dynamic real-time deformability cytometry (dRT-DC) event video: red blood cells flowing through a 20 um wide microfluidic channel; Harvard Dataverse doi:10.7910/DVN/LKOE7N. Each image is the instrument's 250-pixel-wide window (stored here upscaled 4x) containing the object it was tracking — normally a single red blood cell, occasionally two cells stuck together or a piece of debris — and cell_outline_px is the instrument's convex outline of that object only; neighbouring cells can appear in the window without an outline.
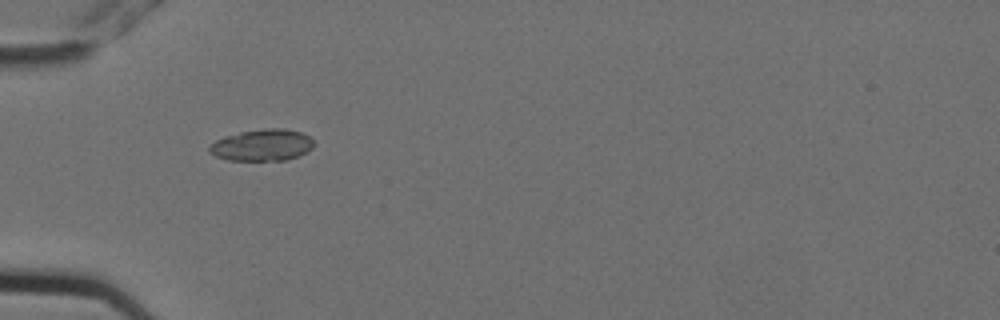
{"species": "Egyptian fruit bat (a non-hibernating species)", "species_latin": "Rousettus aegyptiacus", "temperature_condition": "cold", "stored_images_in_passage": 13, "camera_frame_rate_fps": 3000, "um_per_image_px": 0.085, "animal": {"sex": "female"}, "frame": {"image": 1, "passage_image": 3, "time_ms": 0.667, "image_size_px": [1000, 320], "cell_outline_px": [[312, 148], [308, 152], [300, 156], [288, 160], [228, 160], [216, 156], [208, 152], [208, 148], [216, 140], [224, 136], [240, 132], [264, 128], [284, 128], [300, 132], [308, 136], [312, 140]], "centroid_in_image_um": [22.28, 12.33], "position_along_channel_um": 62.7, "area_um2": 19.31}}
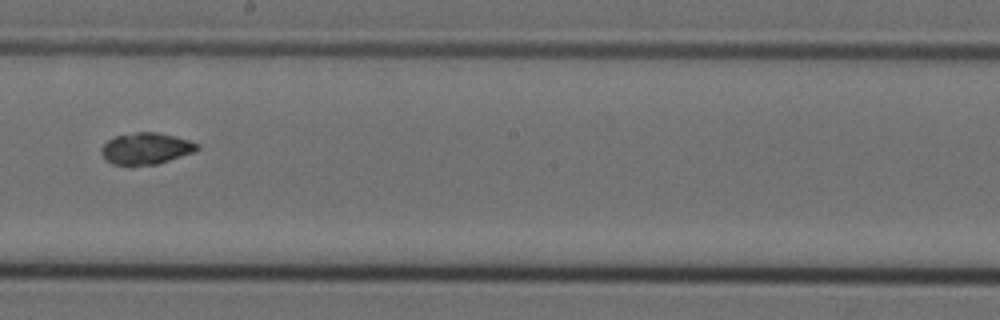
{"frame": {"image": 2, "passage_image": 7, "time_ms": 2.0, "image_size_px": [1000, 320], "cell_outline_px": [[200, 148], [196, 152], [156, 164], [112, 164], [104, 160], [100, 152], [100, 148], [108, 140], [116, 136], [136, 132], [156, 132], [188, 140], [200, 144]], "centroid_in_image_um": [12.41, 12.62], "position_along_channel_um": 235.8, "area_um2": 17.51}}
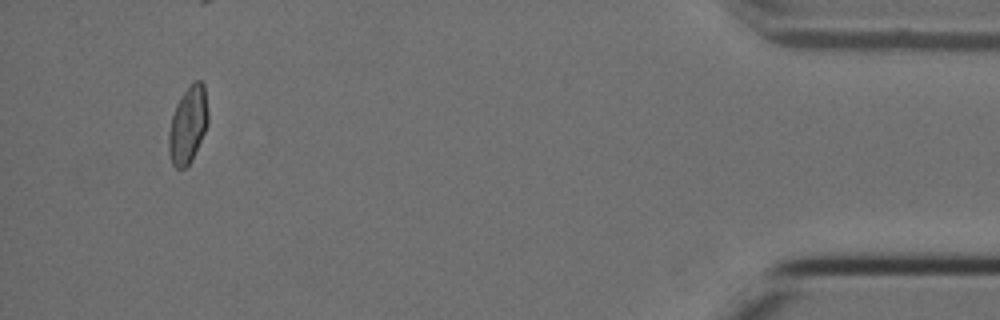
{"frame": {"image": 3, "passage_image": 12, "time_ms": 3.667, "image_size_px": [1000, 320], "cell_outline_px": [[208, 124], [192, 160], [184, 168], [176, 168], [172, 164], [168, 152], [168, 132], [172, 116], [176, 104], [180, 96], [196, 80], [200, 80], [204, 84], [208, 112]], "centroid_in_image_um": [15.97, 10.63], "position_along_channel_um": 419.2, "area_um2": 17.63}}